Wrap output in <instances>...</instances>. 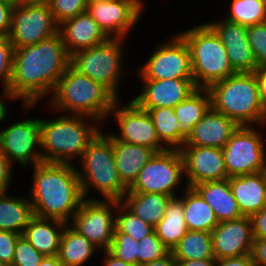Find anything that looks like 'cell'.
<instances>
[{
    "instance_id": "obj_1",
    "label": "cell",
    "mask_w": 266,
    "mask_h": 266,
    "mask_svg": "<svg viewBox=\"0 0 266 266\" xmlns=\"http://www.w3.org/2000/svg\"><path fill=\"white\" fill-rule=\"evenodd\" d=\"M70 61L59 32L37 44L14 48L9 90L21 101L23 110L33 109L52 95Z\"/></svg>"
},
{
    "instance_id": "obj_2",
    "label": "cell",
    "mask_w": 266,
    "mask_h": 266,
    "mask_svg": "<svg viewBox=\"0 0 266 266\" xmlns=\"http://www.w3.org/2000/svg\"><path fill=\"white\" fill-rule=\"evenodd\" d=\"M32 167L28 198L33 214L69 223L84 200L76 166L42 162Z\"/></svg>"
},
{
    "instance_id": "obj_3",
    "label": "cell",
    "mask_w": 266,
    "mask_h": 266,
    "mask_svg": "<svg viewBox=\"0 0 266 266\" xmlns=\"http://www.w3.org/2000/svg\"><path fill=\"white\" fill-rule=\"evenodd\" d=\"M59 114L55 118L40 119L42 159L48 163L76 165L75 160L79 161L102 131V123L83 115Z\"/></svg>"
},
{
    "instance_id": "obj_4",
    "label": "cell",
    "mask_w": 266,
    "mask_h": 266,
    "mask_svg": "<svg viewBox=\"0 0 266 266\" xmlns=\"http://www.w3.org/2000/svg\"><path fill=\"white\" fill-rule=\"evenodd\" d=\"M48 100L49 107L55 112L83 115L104 124L118 99L105 86L70 65Z\"/></svg>"
},
{
    "instance_id": "obj_5",
    "label": "cell",
    "mask_w": 266,
    "mask_h": 266,
    "mask_svg": "<svg viewBox=\"0 0 266 266\" xmlns=\"http://www.w3.org/2000/svg\"><path fill=\"white\" fill-rule=\"evenodd\" d=\"M77 163L80 166L76 165V169L84 199H97L89 198L92 191L99 193L103 200L123 199L128 187L121 181L117 171L110 132L101 131Z\"/></svg>"
},
{
    "instance_id": "obj_6",
    "label": "cell",
    "mask_w": 266,
    "mask_h": 266,
    "mask_svg": "<svg viewBox=\"0 0 266 266\" xmlns=\"http://www.w3.org/2000/svg\"><path fill=\"white\" fill-rule=\"evenodd\" d=\"M208 91L212 108L239 126H266V107L261 101L254 72L236 73L212 84Z\"/></svg>"
},
{
    "instance_id": "obj_7",
    "label": "cell",
    "mask_w": 266,
    "mask_h": 266,
    "mask_svg": "<svg viewBox=\"0 0 266 266\" xmlns=\"http://www.w3.org/2000/svg\"><path fill=\"white\" fill-rule=\"evenodd\" d=\"M178 34L189 47L196 88L208 89L212 84L236 74L224 44L206 22H199Z\"/></svg>"
},
{
    "instance_id": "obj_8",
    "label": "cell",
    "mask_w": 266,
    "mask_h": 266,
    "mask_svg": "<svg viewBox=\"0 0 266 266\" xmlns=\"http://www.w3.org/2000/svg\"><path fill=\"white\" fill-rule=\"evenodd\" d=\"M127 39L109 38L106 42L71 55L70 65L105 86L121 100L120 84L124 77V51ZM119 95V96H118Z\"/></svg>"
},
{
    "instance_id": "obj_9",
    "label": "cell",
    "mask_w": 266,
    "mask_h": 266,
    "mask_svg": "<svg viewBox=\"0 0 266 266\" xmlns=\"http://www.w3.org/2000/svg\"><path fill=\"white\" fill-rule=\"evenodd\" d=\"M181 185L185 187L180 189ZM187 187L180 149H166L155 152L127 193H160L175 197L180 195L179 190H185Z\"/></svg>"
},
{
    "instance_id": "obj_10",
    "label": "cell",
    "mask_w": 266,
    "mask_h": 266,
    "mask_svg": "<svg viewBox=\"0 0 266 266\" xmlns=\"http://www.w3.org/2000/svg\"><path fill=\"white\" fill-rule=\"evenodd\" d=\"M259 127L239 126L222 148L228 178L265 171L266 147Z\"/></svg>"
},
{
    "instance_id": "obj_11",
    "label": "cell",
    "mask_w": 266,
    "mask_h": 266,
    "mask_svg": "<svg viewBox=\"0 0 266 266\" xmlns=\"http://www.w3.org/2000/svg\"><path fill=\"white\" fill-rule=\"evenodd\" d=\"M173 35L159 43L150 57L136 67L139 79H193L189 47L178 33Z\"/></svg>"
},
{
    "instance_id": "obj_12",
    "label": "cell",
    "mask_w": 266,
    "mask_h": 266,
    "mask_svg": "<svg viewBox=\"0 0 266 266\" xmlns=\"http://www.w3.org/2000/svg\"><path fill=\"white\" fill-rule=\"evenodd\" d=\"M59 32L50 6L47 3L23 1L14 4L9 39L14 48L34 45Z\"/></svg>"
},
{
    "instance_id": "obj_13",
    "label": "cell",
    "mask_w": 266,
    "mask_h": 266,
    "mask_svg": "<svg viewBox=\"0 0 266 266\" xmlns=\"http://www.w3.org/2000/svg\"><path fill=\"white\" fill-rule=\"evenodd\" d=\"M118 200L84 199L68 223L99 250H109L115 233Z\"/></svg>"
},
{
    "instance_id": "obj_14",
    "label": "cell",
    "mask_w": 266,
    "mask_h": 266,
    "mask_svg": "<svg viewBox=\"0 0 266 266\" xmlns=\"http://www.w3.org/2000/svg\"><path fill=\"white\" fill-rule=\"evenodd\" d=\"M23 119L0 130V149L15 166L24 169L42 163L40 118Z\"/></svg>"
},
{
    "instance_id": "obj_15",
    "label": "cell",
    "mask_w": 266,
    "mask_h": 266,
    "mask_svg": "<svg viewBox=\"0 0 266 266\" xmlns=\"http://www.w3.org/2000/svg\"><path fill=\"white\" fill-rule=\"evenodd\" d=\"M131 100V101H130ZM121 106L118 99L109 116L114 117L119 133H110L116 140L145 146L155 152H161L167 148L160 142L148 111L141 109L132 99ZM119 127V128H118Z\"/></svg>"
},
{
    "instance_id": "obj_16",
    "label": "cell",
    "mask_w": 266,
    "mask_h": 266,
    "mask_svg": "<svg viewBox=\"0 0 266 266\" xmlns=\"http://www.w3.org/2000/svg\"><path fill=\"white\" fill-rule=\"evenodd\" d=\"M87 5V12L104 33L119 39H127L145 10L143 0H110Z\"/></svg>"
},
{
    "instance_id": "obj_17",
    "label": "cell",
    "mask_w": 266,
    "mask_h": 266,
    "mask_svg": "<svg viewBox=\"0 0 266 266\" xmlns=\"http://www.w3.org/2000/svg\"><path fill=\"white\" fill-rule=\"evenodd\" d=\"M185 179L188 187L228 179L221 148L182 146Z\"/></svg>"
},
{
    "instance_id": "obj_18",
    "label": "cell",
    "mask_w": 266,
    "mask_h": 266,
    "mask_svg": "<svg viewBox=\"0 0 266 266\" xmlns=\"http://www.w3.org/2000/svg\"><path fill=\"white\" fill-rule=\"evenodd\" d=\"M211 236L215 258L240 257L252 253L254 236L250 216L219 222Z\"/></svg>"
},
{
    "instance_id": "obj_19",
    "label": "cell",
    "mask_w": 266,
    "mask_h": 266,
    "mask_svg": "<svg viewBox=\"0 0 266 266\" xmlns=\"http://www.w3.org/2000/svg\"><path fill=\"white\" fill-rule=\"evenodd\" d=\"M206 23L224 44L229 62L236 73H252L258 67L247 35V26L231 22L222 17Z\"/></svg>"
},
{
    "instance_id": "obj_20",
    "label": "cell",
    "mask_w": 266,
    "mask_h": 266,
    "mask_svg": "<svg viewBox=\"0 0 266 266\" xmlns=\"http://www.w3.org/2000/svg\"><path fill=\"white\" fill-rule=\"evenodd\" d=\"M140 94L132 100L143 110L176 107L197 88L194 79H141Z\"/></svg>"
},
{
    "instance_id": "obj_21",
    "label": "cell",
    "mask_w": 266,
    "mask_h": 266,
    "mask_svg": "<svg viewBox=\"0 0 266 266\" xmlns=\"http://www.w3.org/2000/svg\"><path fill=\"white\" fill-rule=\"evenodd\" d=\"M239 125L212 107L194 126L183 146L223 148Z\"/></svg>"
},
{
    "instance_id": "obj_22",
    "label": "cell",
    "mask_w": 266,
    "mask_h": 266,
    "mask_svg": "<svg viewBox=\"0 0 266 266\" xmlns=\"http://www.w3.org/2000/svg\"><path fill=\"white\" fill-rule=\"evenodd\" d=\"M59 33L70 56L109 39L87 11L59 24Z\"/></svg>"
},
{
    "instance_id": "obj_23",
    "label": "cell",
    "mask_w": 266,
    "mask_h": 266,
    "mask_svg": "<svg viewBox=\"0 0 266 266\" xmlns=\"http://www.w3.org/2000/svg\"><path fill=\"white\" fill-rule=\"evenodd\" d=\"M229 185L243 216H251L266 205L265 171L230 177Z\"/></svg>"
},
{
    "instance_id": "obj_24",
    "label": "cell",
    "mask_w": 266,
    "mask_h": 266,
    "mask_svg": "<svg viewBox=\"0 0 266 266\" xmlns=\"http://www.w3.org/2000/svg\"><path fill=\"white\" fill-rule=\"evenodd\" d=\"M213 209L218 222L242 217L229 185V178L202 182L193 187Z\"/></svg>"
},
{
    "instance_id": "obj_25",
    "label": "cell",
    "mask_w": 266,
    "mask_h": 266,
    "mask_svg": "<svg viewBox=\"0 0 266 266\" xmlns=\"http://www.w3.org/2000/svg\"><path fill=\"white\" fill-rule=\"evenodd\" d=\"M67 223L33 216L22 236L44 256L58 255L62 232Z\"/></svg>"
},
{
    "instance_id": "obj_26",
    "label": "cell",
    "mask_w": 266,
    "mask_h": 266,
    "mask_svg": "<svg viewBox=\"0 0 266 266\" xmlns=\"http://www.w3.org/2000/svg\"><path fill=\"white\" fill-rule=\"evenodd\" d=\"M113 153L121 181L129 188L155 151L145 146L118 141L113 137Z\"/></svg>"
},
{
    "instance_id": "obj_27",
    "label": "cell",
    "mask_w": 266,
    "mask_h": 266,
    "mask_svg": "<svg viewBox=\"0 0 266 266\" xmlns=\"http://www.w3.org/2000/svg\"><path fill=\"white\" fill-rule=\"evenodd\" d=\"M8 193L0 192V230L22 235L34 216L32 204L26 194L15 196Z\"/></svg>"
},
{
    "instance_id": "obj_28",
    "label": "cell",
    "mask_w": 266,
    "mask_h": 266,
    "mask_svg": "<svg viewBox=\"0 0 266 266\" xmlns=\"http://www.w3.org/2000/svg\"><path fill=\"white\" fill-rule=\"evenodd\" d=\"M179 196L183 199L184 219L188 230L212 232L219 222L213 209L200 194L194 188L187 187Z\"/></svg>"
},
{
    "instance_id": "obj_29",
    "label": "cell",
    "mask_w": 266,
    "mask_h": 266,
    "mask_svg": "<svg viewBox=\"0 0 266 266\" xmlns=\"http://www.w3.org/2000/svg\"><path fill=\"white\" fill-rule=\"evenodd\" d=\"M99 249L68 223L61 235L58 258L64 266H86Z\"/></svg>"
},
{
    "instance_id": "obj_30",
    "label": "cell",
    "mask_w": 266,
    "mask_h": 266,
    "mask_svg": "<svg viewBox=\"0 0 266 266\" xmlns=\"http://www.w3.org/2000/svg\"><path fill=\"white\" fill-rule=\"evenodd\" d=\"M171 196L160 193H126L121 202L145 223L155 226L165 216Z\"/></svg>"
},
{
    "instance_id": "obj_31",
    "label": "cell",
    "mask_w": 266,
    "mask_h": 266,
    "mask_svg": "<svg viewBox=\"0 0 266 266\" xmlns=\"http://www.w3.org/2000/svg\"><path fill=\"white\" fill-rule=\"evenodd\" d=\"M162 243L170 250L177 245L187 233L184 219L183 199L180 196L171 197L165 211V216L154 228Z\"/></svg>"
},
{
    "instance_id": "obj_32",
    "label": "cell",
    "mask_w": 266,
    "mask_h": 266,
    "mask_svg": "<svg viewBox=\"0 0 266 266\" xmlns=\"http://www.w3.org/2000/svg\"><path fill=\"white\" fill-rule=\"evenodd\" d=\"M211 107V95L208 89L202 88H197L184 101L174 107L176 118L186 137Z\"/></svg>"
},
{
    "instance_id": "obj_33",
    "label": "cell",
    "mask_w": 266,
    "mask_h": 266,
    "mask_svg": "<svg viewBox=\"0 0 266 266\" xmlns=\"http://www.w3.org/2000/svg\"><path fill=\"white\" fill-rule=\"evenodd\" d=\"M145 111L152 118L158 139L167 149H180L184 145L186 136L182 133L174 108L159 107Z\"/></svg>"
},
{
    "instance_id": "obj_34",
    "label": "cell",
    "mask_w": 266,
    "mask_h": 266,
    "mask_svg": "<svg viewBox=\"0 0 266 266\" xmlns=\"http://www.w3.org/2000/svg\"><path fill=\"white\" fill-rule=\"evenodd\" d=\"M171 253L175 260L215 259L211 232L188 230Z\"/></svg>"
},
{
    "instance_id": "obj_35",
    "label": "cell",
    "mask_w": 266,
    "mask_h": 266,
    "mask_svg": "<svg viewBox=\"0 0 266 266\" xmlns=\"http://www.w3.org/2000/svg\"><path fill=\"white\" fill-rule=\"evenodd\" d=\"M225 18L243 26L264 23L266 3L262 0H231Z\"/></svg>"
},
{
    "instance_id": "obj_36",
    "label": "cell",
    "mask_w": 266,
    "mask_h": 266,
    "mask_svg": "<svg viewBox=\"0 0 266 266\" xmlns=\"http://www.w3.org/2000/svg\"><path fill=\"white\" fill-rule=\"evenodd\" d=\"M154 227L145 223L129 210L121 201L116 205L115 232H121L140 241L143 237L151 234Z\"/></svg>"
},
{
    "instance_id": "obj_37",
    "label": "cell",
    "mask_w": 266,
    "mask_h": 266,
    "mask_svg": "<svg viewBox=\"0 0 266 266\" xmlns=\"http://www.w3.org/2000/svg\"><path fill=\"white\" fill-rule=\"evenodd\" d=\"M171 251L162 243L155 230L143 237L138 244L137 266L159 260L167 256Z\"/></svg>"
},
{
    "instance_id": "obj_38",
    "label": "cell",
    "mask_w": 266,
    "mask_h": 266,
    "mask_svg": "<svg viewBox=\"0 0 266 266\" xmlns=\"http://www.w3.org/2000/svg\"><path fill=\"white\" fill-rule=\"evenodd\" d=\"M139 241L133 239L131 236L115 232L109 252L116 258L123 260L126 263L137 265Z\"/></svg>"
},
{
    "instance_id": "obj_39",
    "label": "cell",
    "mask_w": 266,
    "mask_h": 266,
    "mask_svg": "<svg viewBox=\"0 0 266 266\" xmlns=\"http://www.w3.org/2000/svg\"><path fill=\"white\" fill-rule=\"evenodd\" d=\"M48 4L58 24L87 11L88 6L86 0H51Z\"/></svg>"
},
{
    "instance_id": "obj_40",
    "label": "cell",
    "mask_w": 266,
    "mask_h": 266,
    "mask_svg": "<svg viewBox=\"0 0 266 266\" xmlns=\"http://www.w3.org/2000/svg\"><path fill=\"white\" fill-rule=\"evenodd\" d=\"M247 35L258 67H266V24L248 26Z\"/></svg>"
},
{
    "instance_id": "obj_41",
    "label": "cell",
    "mask_w": 266,
    "mask_h": 266,
    "mask_svg": "<svg viewBox=\"0 0 266 266\" xmlns=\"http://www.w3.org/2000/svg\"><path fill=\"white\" fill-rule=\"evenodd\" d=\"M14 47L8 36H0V84L9 89L13 75Z\"/></svg>"
},
{
    "instance_id": "obj_42",
    "label": "cell",
    "mask_w": 266,
    "mask_h": 266,
    "mask_svg": "<svg viewBox=\"0 0 266 266\" xmlns=\"http://www.w3.org/2000/svg\"><path fill=\"white\" fill-rule=\"evenodd\" d=\"M44 255L37 251L31 243L24 237L20 236L15 246L14 266H38Z\"/></svg>"
},
{
    "instance_id": "obj_43",
    "label": "cell",
    "mask_w": 266,
    "mask_h": 266,
    "mask_svg": "<svg viewBox=\"0 0 266 266\" xmlns=\"http://www.w3.org/2000/svg\"><path fill=\"white\" fill-rule=\"evenodd\" d=\"M20 236L19 233L0 230V260L6 265L13 263L15 246Z\"/></svg>"
},
{
    "instance_id": "obj_44",
    "label": "cell",
    "mask_w": 266,
    "mask_h": 266,
    "mask_svg": "<svg viewBox=\"0 0 266 266\" xmlns=\"http://www.w3.org/2000/svg\"><path fill=\"white\" fill-rule=\"evenodd\" d=\"M14 165L0 149V192H9L12 186Z\"/></svg>"
},
{
    "instance_id": "obj_45",
    "label": "cell",
    "mask_w": 266,
    "mask_h": 266,
    "mask_svg": "<svg viewBox=\"0 0 266 266\" xmlns=\"http://www.w3.org/2000/svg\"><path fill=\"white\" fill-rule=\"evenodd\" d=\"M13 6L8 0H0V36L9 35Z\"/></svg>"
},
{
    "instance_id": "obj_46",
    "label": "cell",
    "mask_w": 266,
    "mask_h": 266,
    "mask_svg": "<svg viewBox=\"0 0 266 266\" xmlns=\"http://www.w3.org/2000/svg\"><path fill=\"white\" fill-rule=\"evenodd\" d=\"M254 238H266V205L250 216Z\"/></svg>"
},
{
    "instance_id": "obj_47",
    "label": "cell",
    "mask_w": 266,
    "mask_h": 266,
    "mask_svg": "<svg viewBox=\"0 0 266 266\" xmlns=\"http://www.w3.org/2000/svg\"><path fill=\"white\" fill-rule=\"evenodd\" d=\"M251 255L254 265L266 266V238H254Z\"/></svg>"
},
{
    "instance_id": "obj_48",
    "label": "cell",
    "mask_w": 266,
    "mask_h": 266,
    "mask_svg": "<svg viewBox=\"0 0 266 266\" xmlns=\"http://www.w3.org/2000/svg\"><path fill=\"white\" fill-rule=\"evenodd\" d=\"M214 266H254L251 254L230 257V258H215Z\"/></svg>"
},
{
    "instance_id": "obj_49",
    "label": "cell",
    "mask_w": 266,
    "mask_h": 266,
    "mask_svg": "<svg viewBox=\"0 0 266 266\" xmlns=\"http://www.w3.org/2000/svg\"><path fill=\"white\" fill-rule=\"evenodd\" d=\"M2 91L0 92V124H4V121H7L6 119L8 118V104H6L5 102H7V100L9 102H13L14 100H18L9 89H1Z\"/></svg>"
},
{
    "instance_id": "obj_50",
    "label": "cell",
    "mask_w": 266,
    "mask_h": 266,
    "mask_svg": "<svg viewBox=\"0 0 266 266\" xmlns=\"http://www.w3.org/2000/svg\"><path fill=\"white\" fill-rule=\"evenodd\" d=\"M258 83L260 98L266 107V67H259L254 71Z\"/></svg>"
},
{
    "instance_id": "obj_51",
    "label": "cell",
    "mask_w": 266,
    "mask_h": 266,
    "mask_svg": "<svg viewBox=\"0 0 266 266\" xmlns=\"http://www.w3.org/2000/svg\"><path fill=\"white\" fill-rule=\"evenodd\" d=\"M102 254H104V258L102 261L103 266H137V265L126 263L123 260L116 258L108 250L106 251L102 250Z\"/></svg>"
},
{
    "instance_id": "obj_52",
    "label": "cell",
    "mask_w": 266,
    "mask_h": 266,
    "mask_svg": "<svg viewBox=\"0 0 266 266\" xmlns=\"http://www.w3.org/2000/svg\"><path fill=\"white\" fill-rule=\"evenodd\" d=\"M139 266H177V261L174 259L172 253L170 252L167 256L162 259L155 260L152 262H147Z\"/></svg>"
},
{
    "instance_id": "obj_53",
    "label": "cell",
    "mask_w": 266,
    "mask_h": 266,
    "mask_svg": "<svg viewBox=\"0 0 266 266\" xmlns=\"http://www.w3.org/2000/svg\"><path fill=\"white\" fill-rule=\"evenodd\" d=\"M177 266H214L215 259L176 260Z\"/></svg>"
},
{
    "instance_id": "obj_54",
    "label": "cell",
    "mask_w": 266,
    "mask_h": 266,
    "mask_svg": "<svg viewBox=\"0 0 266 266\" xmlns=\"http://www.w3.org/2000/svg\"><path fill=\"white\" fill-rule=\"evenodd\" d=\"M38 266H64L60 261L57 255L55 256H44L42 261Z\"/></svg>"
},
{
    "instance_id": "obj_55",
    "label": "cell",
    "mask_w": 266,
    "mask_h": 266,
    "mask_svg": "<svg viewBox=\"0 0 266 266\" xmlns=\"http://www.w3.org/2000/svg\"><path fill=\"white\" fill-rule=\"evenodd\" d=\"M28 2H32V3H49L51 0H26Z\"/></svg>"
},
{
    "instance_id": "obj_56",
    "label": "cell",
    "mask_w": 266,
    "mask_h": 266,
    "mask_svg": "<svg viewBox=\"0 0 266 266\" xmlns=\"http://www.w3.org/2000/svg\"><path fill=\"white\" fill-rule=\"evenodd\" d=\"M110 0H86L87 4H95V3H100V2H106Z\"/></svg>"
},
{
    "instance_id": "obj_57",
    "label": "cell",
    "mask_w": 266,
    "mask_h": 266,
    "mask_svg": "<svg viewBox=\"0 0 266 266\" xmlns=\"http://www.w3.org/2000/svg\"><path fill=\"white\" fill-rule=\"evenodd\" d=\"M8 1H10L13 4H18V3H21V2H23L25 0H8Z\"/></svg>"
},
{
    "instance_id": "obj_58",
    "label": "cell",
    "mask_w": 266,
    "mask_h": 266,
    "mask_svg": "<svg viewBox=\"0 0 266 266\" xmlns=\"http://www.w3.org/2000/svg\"><path fill=\"white\" fill-rule=\"evenodd\" d=\"M0 266H6V264L0 260Z\"/></svg>"
}]
</instances>
